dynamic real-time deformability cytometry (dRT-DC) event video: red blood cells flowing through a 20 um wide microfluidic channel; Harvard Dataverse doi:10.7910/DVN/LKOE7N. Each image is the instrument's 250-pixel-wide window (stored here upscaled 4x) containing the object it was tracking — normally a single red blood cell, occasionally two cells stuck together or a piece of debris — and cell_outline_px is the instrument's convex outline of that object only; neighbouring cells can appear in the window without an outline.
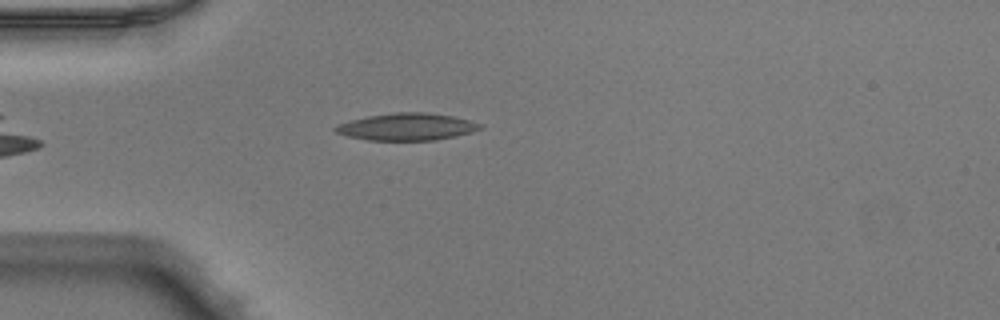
{"species": "Egyptian fruit bat (a non-hibernating species)", "species_latin": "Rousettus aegyptiacus", "temperature_condition": "warm", "stored_images_in_passage": 38, "camera_frame_rate_fps": 3000, "um_per_image_px": 0.085, "animal": {"sex": "male"}, "frame": {"image": 1, "passage_image": 2, "time_ms": 0.333, "image_size_px": [1000, 320], "cell_outline_px": [[484, 128], [472, 132], [456, 136], [436, 140], [368, 140], [344, 136], [336, 132], [332, 128], [336, 124], [368, 116], [396, 112], [424, 112], [452, 116], [484, 124]], "centroid_in_image_um": [34.58, 10.78], "position_along_channel_um": 50.4, "area_um2": 23.0}}
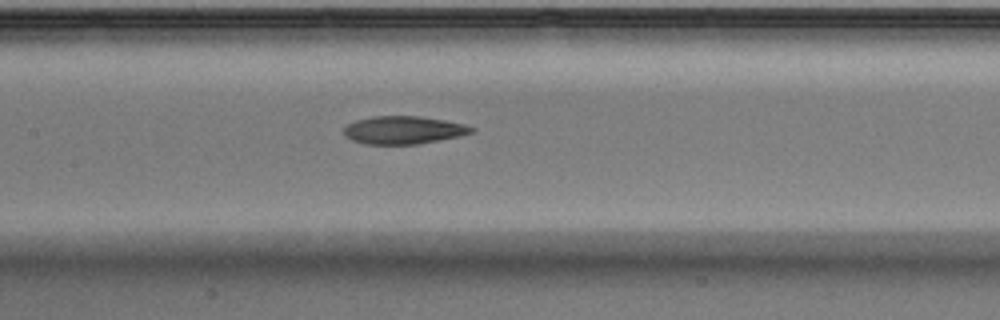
{"frame": {"image": 2, "passage_image": 12, "time_ms": 3.667, "image_size_px": [1000, 320], "cell_outline_px": [[476, 128], [472, 132], [460, 136], [440, 140], [416, 144], [364, 144], [352, 140], [344, 136], [344, 128], [348, 124], [356, 120], [372, 116], [420, 116], [444, 120], [464, 124]], "centroid_in_image_um": [34.29, 11.05], "position_along_channel_um": 173.1, "area_um2": 20.75}}
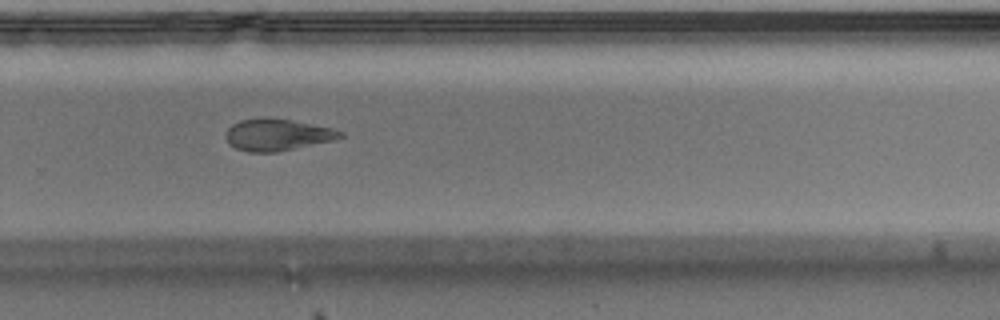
{"frame": {"image": 3, "passage_image": 22, "time_ms": 7.0, "image_size_px": [1000, 320], "cell_outline_px": [[344, 136], [336, 140], [276, 152], [248, 152], [236, 148], [228, 144], [224, 136], [224, 132], [232, 124], [240, 120], [292, 120], [332, 128], [344, 132]], "centroid_in_image_um": [23.58, 11.49], "position_along_channel_um": 306.2, "area_um2": 20.87}, "authors_computed_cell_mechanics": {"area_um2": 22.4264, "velocity_mm_per_s": 4.0039, "shape_relaxation_time_tau1_ms": null, "shape_relaxation_time_tau2_ms": 5.0722, "deformation_change_tau1": null, "deformation_change_tau2": 0.1335}}